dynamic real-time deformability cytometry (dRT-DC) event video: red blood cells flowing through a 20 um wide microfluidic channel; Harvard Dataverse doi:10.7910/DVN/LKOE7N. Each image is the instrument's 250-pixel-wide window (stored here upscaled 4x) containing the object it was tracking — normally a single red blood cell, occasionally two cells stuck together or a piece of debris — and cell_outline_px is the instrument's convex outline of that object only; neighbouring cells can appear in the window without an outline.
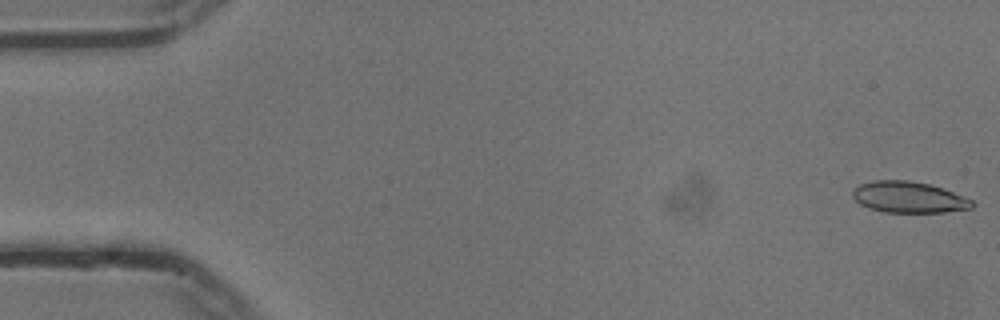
{"species": "common noctule bat (a hibernating species)", "species_latin": "Nyctalus noctula", "temperature_condition": "cold", "stored_images_in_passage": 54, "camera_frame_rate_fps": 3000, "um_per_image_px": 0.085, "animal": {"sex": "male", "body_mass_g": 13.3}, "frame": {"image": 1, "passage_image": 1, "time_ms": 0.0, "image_size_px": [1000, 320], "cell_outline_px": [[976, 204], [972, 208], [944, 212], [884, 212], [868, 208], [860, 204], [852, 196], [852, 188], [860, 184], [876, 180], [908, 180], [928, 184], [944, 188], [964, 196], [972, 200]], "centroid_in_image_um": [77.24, 16.76], "position_along_channel_um": 7.8, "area_um2": 21.85}}
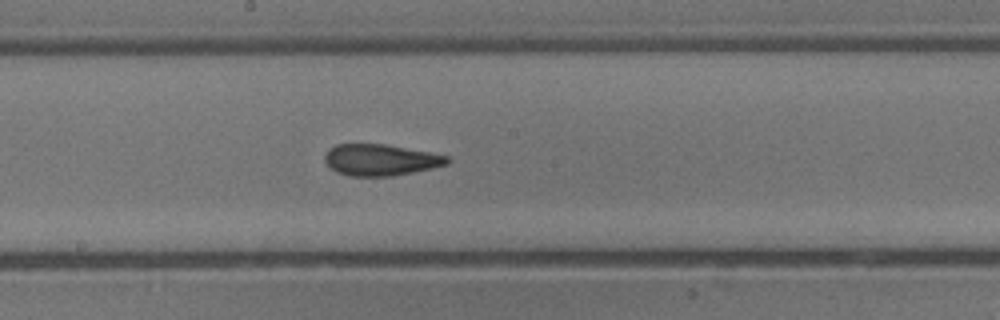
{"frame": {"image": 2, "passage_image": 29, "time_ms": 9.333, "image_size_px": [1000, 320], "cell_outline_px": [[452, 160], [448, 164], [432, 168], [392, 176], [348, 176], [336, 172], [324, 160], [324, 156], [328, 148], [336, 144], [384, 144], [428, 152], [448, 156]], "centroid_in_image_um": [32.33, 13.59], "position_along_channel_um": 215.9, "area_um2": 22.37}}
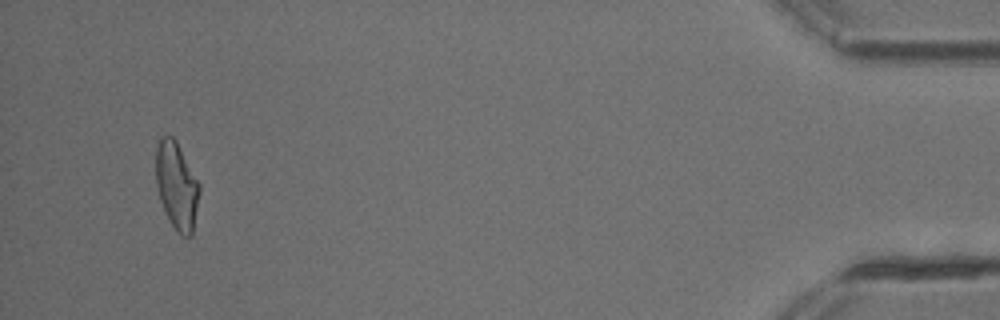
{"frame": {"image": 3, "passage_image": 52, "time_ms": 17.0, "image_size_px": [1000, 320], "cell_outline_px": [[200, 192], [192, 236], [180, 236], [172, 224], [160, 200], [156, 188], [156, 148], [160, 136], [172, 136], [176, 140], [200, 184]], "centroid_in_image_um": [15.02, 15.77], "position_along_channel_um": 420.2, "area_um2": 22.14}, "authors_computed_cell_mechanics": {"area_um2": 22.2241, "velocity_mm_per_s": 3.7418, "shape_relaxation_time_tau1_ms": null, "shape_relaxation_time_tau2_ms": 2.8616, "deformation_change_tau1": null, "deformation_change_tau2": 0.1065}}